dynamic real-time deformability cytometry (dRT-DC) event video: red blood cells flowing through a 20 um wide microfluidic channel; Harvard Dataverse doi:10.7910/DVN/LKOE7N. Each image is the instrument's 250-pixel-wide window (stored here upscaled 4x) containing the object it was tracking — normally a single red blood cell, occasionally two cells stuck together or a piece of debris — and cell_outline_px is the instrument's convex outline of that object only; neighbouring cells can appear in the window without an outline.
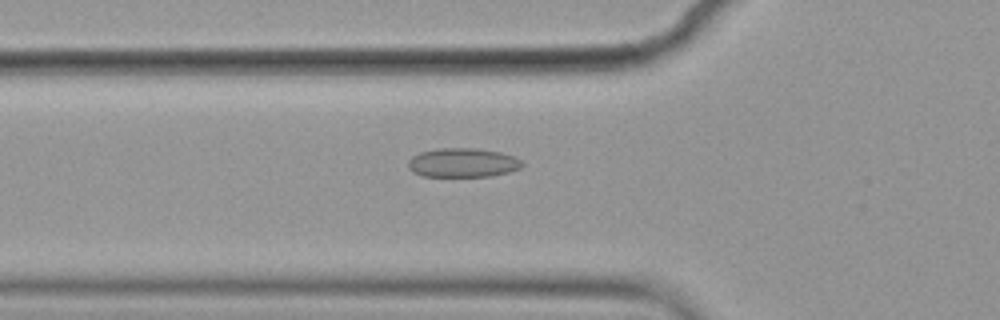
{"species": "common noctule bat (a hibernating species)", "species_latin": "Nyctalus noctula", "temperature_condition": "cold", "stored_images_in_passage": 56, "camera_frame_rate_fps": 3000, "um_per_image_px": 0.085, "animal": {"sex": "female", "body_mass_g": 19.9}, "frame": {"image": 1, "passage_image": 19, "time_ms": 6.0, "image_size_px": [1000, 320], "cell_outline_px": [[524, 164], [520, 168], [508, 172], [492, 176], [420, 176], [412, 172], [408, 168], [408, 160], [412, 156], [420, 152], [436, 148], [476, 148], [500, 152], [512, 156], [520, 160]], "centroid_in_image_um": [39.29, 13.83], "position_along_channel_um": 86.5, "area_um2": 19.42}}
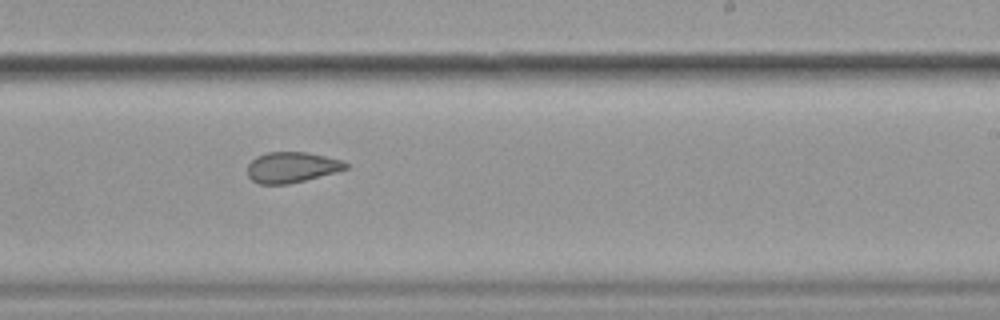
{"frame": {"image": 2, "passage_image": 34, "time_ms": 11.0, "image_size_px": [1000, 320], "cell_outline_px": [[348, 168], [304, 180], [288, 184], [260, 184], [252, 180], [248, 176], [248, 164], [256, 156], [268, 152], [308, 152], [340, 160], [348, 164]], "centroid_in_image_um": [24.75, 14.21], "position_along_channel_um": 264.2, "area_um2": 17.28}}
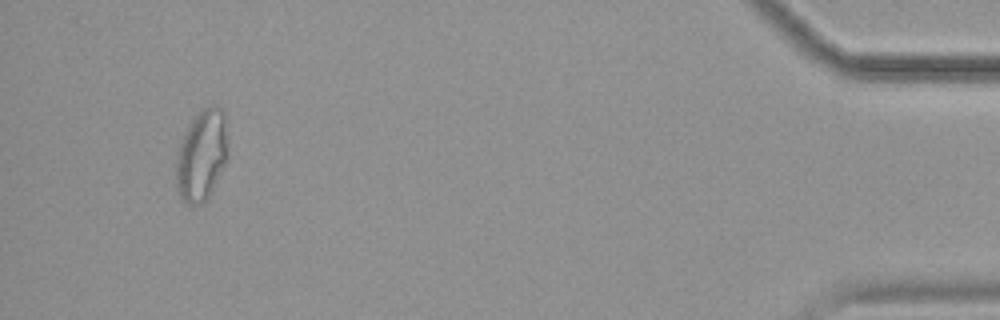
{"frame": {"image": 3, "passage_image": 53, "time_ms": 17.333, "image_size_px": [1000, 320], "cell_outline_px": [[228, 156], [208, 196], [200, 204], [188, 204], [180, 196], [176, 188], [176, 156], [180, 140], [188, 124], [200, 108], [212, 104], [216, 104], [224, 112], [228, 140]], "centroid_in_image_um": [17.13, 13.11], "position_along_channel_um": 418.1, "area_um2": 27.74}, "authors_computed_cell_mechanics": {"area_um2": 20.2589, "velocity_mm_per_s": 3.5582, "shape_relaxation_time_tau1_ms": null, "shape_relaxation_time_tau2_ms": 2.3393, "deformation_change_tau1": null, "deformation_change_tau2": 0.0748}}